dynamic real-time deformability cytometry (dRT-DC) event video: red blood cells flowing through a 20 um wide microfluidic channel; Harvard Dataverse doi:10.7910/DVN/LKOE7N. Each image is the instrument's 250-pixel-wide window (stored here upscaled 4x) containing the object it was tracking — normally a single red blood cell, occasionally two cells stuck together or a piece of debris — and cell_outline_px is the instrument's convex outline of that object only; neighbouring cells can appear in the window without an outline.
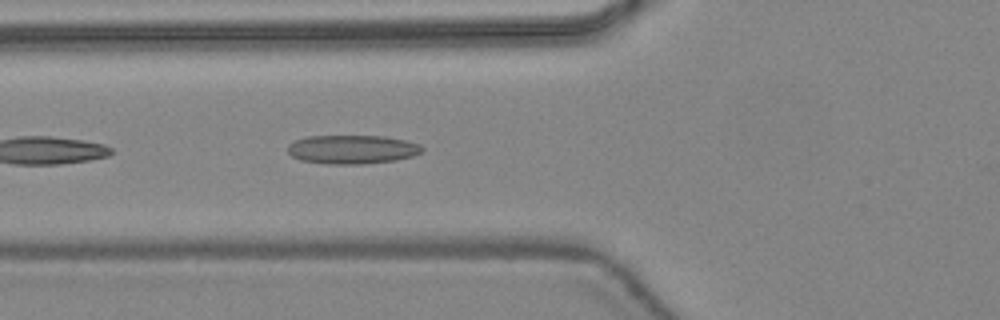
{"species": "common noctule bat (a hibernating species)", "species_latin": "Nyctalus noctula", "temperature_condition": "warm", "stored_images_in_passage": 21, "camera_frame_rate_fps": 3000, "um_per_image_px": 0.085, "animal": {"sex": "female", "body_mass_g": 24.6, "forearm_length_mm": 56.2}, "frame": {"image": 1, "passage_image": 18, "time_ms": 5.667, "image_size_px": [1000, 320], "cell_outline_px": [[424, 148], [420, 152], [412, 156], [396, 160], [364, 164], [328, 164], [300, 160], [292, 156], [288, 152], [288, 144], [296, 140], [308, 136], [384, 136], [404, 140], [420, 144]], "centroid_in_image_um": [29.93, 12.7], "position_along_channel_um": 95.9, "area_um2": 22.54}}